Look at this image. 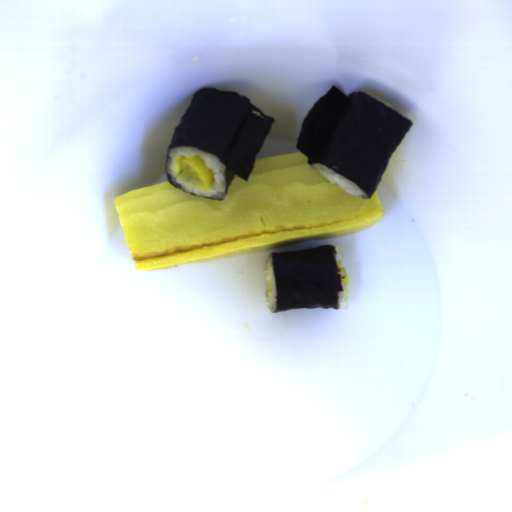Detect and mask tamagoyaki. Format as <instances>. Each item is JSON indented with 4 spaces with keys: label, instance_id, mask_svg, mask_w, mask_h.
<instances>
[{
    "label": "tamagoyaki",
    "instance_id": "1",
    "mask_svg": "<svg viewBox=\"0 0 512 512\" xmlns=\"http://www.w3.org/2000/svg\"><path fill=\"white\" fill-rule=\"evenodd\" d=\"M135 271L152 272L369 230L386 214L376 192L348 194L294 152L255 159L223 199L170 182L113 197Z\"/></svg>",
    "mask_w": 512,
    "mask_h": 512
}]
</instances>
